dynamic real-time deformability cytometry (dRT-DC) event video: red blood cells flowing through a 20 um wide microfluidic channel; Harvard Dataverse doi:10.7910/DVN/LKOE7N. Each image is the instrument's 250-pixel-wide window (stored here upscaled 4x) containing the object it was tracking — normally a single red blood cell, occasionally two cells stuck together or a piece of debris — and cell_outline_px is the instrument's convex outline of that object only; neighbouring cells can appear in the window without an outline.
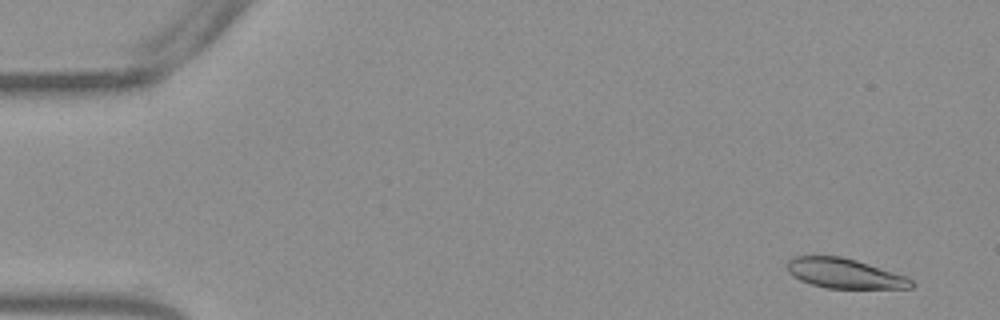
{"species": "Egyptian fruit bat (a non-hibernating species)", "species_latin": "Rousettus aegyptiacus", "temperature_condition": "warm", "stored_images_in_passage": 36, "camera_frame_rate_fps": 3000, "um_per_image_px": 0.085, "frame": {"image": 1, "passage_image": 3, "time_ms": 0.667, "image_size_px": [1000, 320], "cell_outline_px": [[916, 284], [912, 288], [828, 288], [812, 284], [800, 280], [792, 276], [788, 272], [788, 260], [796, 256], [840, 256], [856, 260], [904, 276], [912, 280]], "centroid_in_image_um": [71.77, 23.24], "position_along_channel_um": 13.2, "area_um2": 21.27}}
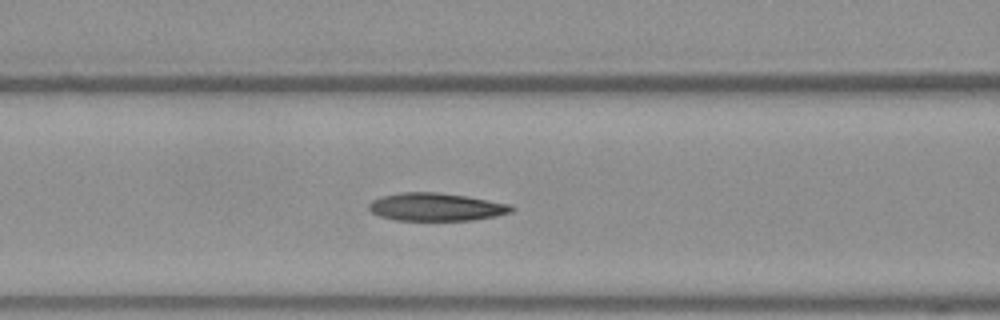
{"frame": {"image": 2, "passage_image": 22, "time_ms": 7.0, "image_size_px": [1000, 320], "cell_outline_px": [[516, 208], [512, 212], [496, 216], [472, 220], [396, 220], [380, 216], [372, 212], [368, 208], [368, 204], [372, 200], [380, 196], [400, 192], [440, 192], [468, 196], [512, 204]], "centroid_in_image_um": [37.1, 17.58], "position_along_channel_um": 129.5, "area_um2": 23.47}}
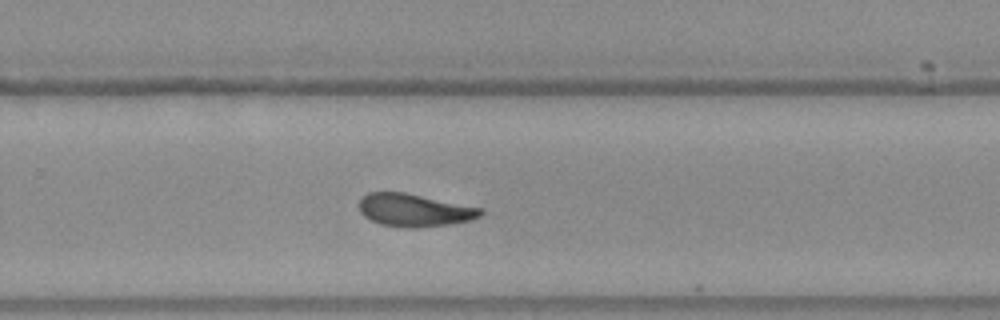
{"frame": {"image": 3, "passage_image": 35, "time_ms": 11.333, "image_size_px": [1000, 320], "cell_outline_px": [[484, 212], [480, 216], [472, 220], [448, 224], [416, 228], [408, 228], [380, 224], [364, 216], [360, 212], [360, 196], [368, 192], [404, 192], [484, 208]], "centroid_in_image_um": [35.23, 17.86], "position_along_channel_um": 294.6, "area_um2": 23.29}}